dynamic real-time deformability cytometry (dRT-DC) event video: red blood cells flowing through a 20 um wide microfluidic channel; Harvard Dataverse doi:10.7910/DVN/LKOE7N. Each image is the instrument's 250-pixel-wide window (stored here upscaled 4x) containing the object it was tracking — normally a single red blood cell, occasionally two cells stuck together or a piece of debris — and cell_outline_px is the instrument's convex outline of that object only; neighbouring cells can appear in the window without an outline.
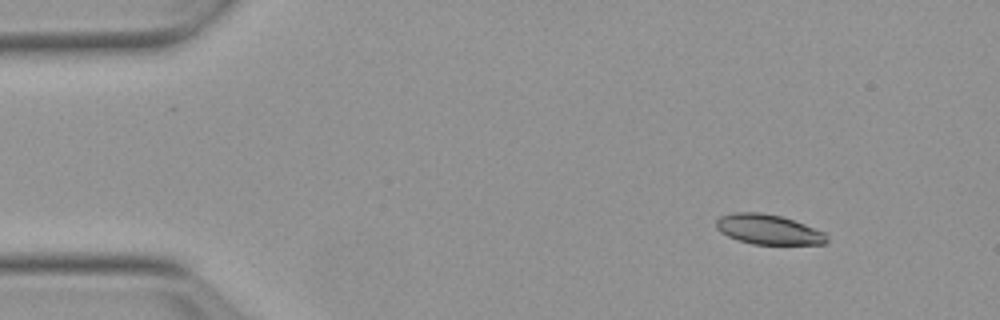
{"species": "Egyptian fruit bat (a non-hibernating species)", "species_latin": "Rousettus aegyptiacus", "temperature_condition": "warm", "stored_images_in_passage": 9, "camera_frame_rate_fps": 3000, "um_per_image_px": 0.085, "animal": {"sex": "female"}, "frame": {"image": 1, "passage_image": 1, "time_ms": 0.0, "image_size_px": [1000, 320], "cell_outline_px": [[828, 244], [752, 244], [728, 236], [720, 232], [716, 228], [716, 220], [720, 216], [732, 212], [760, 212], [780, 216], [804, 224], [824, 232], [828, 240]], "centroid_in_image_um": [65.29, 19.5], "position_along_channel_um": 19.7, "area_um2": 19.19}}